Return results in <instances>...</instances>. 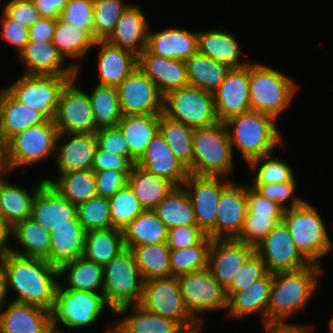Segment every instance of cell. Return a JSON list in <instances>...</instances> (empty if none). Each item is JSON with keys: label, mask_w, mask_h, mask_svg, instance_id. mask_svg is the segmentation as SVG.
Wrapping results in <instances>:
<instances>
[{"label": "cell", "mask_w": 333, "mask_h": 333, "mask_svg": "<svg viewBox=\"0 0 333 333\" xmlns=\"http://www.w3.org/2000/svg\"><path fill=\"white\" fill-rule=\"evenodd\" d=\"M323 271L321 265L311 263L300 270L273 273L267 327L309 326L287 321L302 312L316 294Z\"/></svg>", "instance_id": "2"}, {"label": "cell", "mask_w": 333, "mask_h": 333, "mask_svg": "<svg viewBox=\"0 0 333 333\" xmlns=\"http://www.w3.org/2000/svg\"><path fill=\"white\" fill-rule=\"evenodd\" d=\"M247 214L246 184L232 180L222 191L215 227L207 234L212 240L236 239Z\"/></svg>", "instance_id": "18"}, {"label": "cell", "mask_w": 333, "mask_h": 333, "mask_svg": "<svg viewBox=\"0 0 333 333\" xmlns=\"http://www.w3.org/2000/svg\"><path fill=\"white\" fill-rule=\"evenodd\" d=\"M267 273L263 260L254 251L238 269L231 284L225 289L227 298L229 299L234 293L246 290Z\"/></svg>", "instance_id": "55"}, {"label": "cell", "mask_w": 333, "mask_h": 333, "mask_svg": "<svg viewBox=\"0 0 333 333\" xmlns=\"http://www.w3.org/2000/svg\"><path fill=\"white\" fill-rule=\"evenodd\" d=\"M96 149L95 133H59L55 157L58 173L91 170Z\"/></svg>", "instance_id": "24"}, {"label": "cell", "mask_w": 333, "mask_h": 333, "mask_svg": "<svg viewBox=\"0 0 333 333\" xmlns=\"http://www.w3.org/2000/svg\"><path fill=\"white\" fill-rule=\"evenodd\" d=\"M189 85L214 93L230 68L199 52L185 60Z\"/></svg>", "instance_id": "43"}, {"label": "cell", "mask_w": 333, "mask_h": 333, "mask_svg": "<svg viewBox=\"0 0 333 333\" xmlns=\"http://www.w3.org/2000/svg\"><path fill=\"white\" fill-rule=\"evenodd\" d=\"M1 100H2V89H0V105H1Z\"/></svg>", "instance_id": "75"}, {"label": "cell", "mask_w": 333, "mask_h": 333, "mask_svg": "<svg viewBox=\"0 0 333 333\" xmlns=\"http://www.w3.org/2000/svg\"><path fill=\"white\" fill-rule=\"evenodd\" d=\"M56 22L57 19L41 17L29 28V41H52Z\"/></svg>", "instance_id": "65"}, {"label": "cell", "mask_w": 333, "mask_h": 333, "mask_svg": "<svg viewBox=\"0 0 333 333\" xmlns=\"http://www.w3.org/2000/svg\"><path fill=\"white\" fill-rule=\"evenodd\" d=\"M6 274L0 262V308L8 301Z\"/></svg>", "instance_id": "70"}, {"label": "cell", "mask_w": 333, "mask_h": 333, "mask_svg": "<svg viewBox=\"0 0 333 333\" xmlns=\"http://www.w3.org/2000/svg\"><path fill=\"white\" fill-rule=\"evenodd\" d=\"M130 174L131 171H117L113 169L94 171L98 196L103 198L112 197L128 183Z\"/></svg>", "instance_id": "59"}, {"label": "cell", "mask_w": 333, "mask_h": 333, "mask_svg": "<svg viewBox=\"0 0 333 333\" xmlns=\"http://www.w3.org/2000/svg\"><path fill=\"white\" fill-rule=\"evenodd\" d=\"M144 280L130 248L125 247L104 266L103 292L105 301L116 312L118 309L140 304Z\"/></svg>", "instance_id": "7"}, {"label": "cell", "mask_w": 333, "mask_h": 333, "mask_svg": "<svg viewBox=\"0 0 333 333\" xmlns=\"http://www.w3.org/2000/svg\"><path fill=\"white\" fill-rule=\"evenodd\" d=\"M133 166L134 164L126 156L108 153L97 147L92 170L103 171L113 169L117 171H132Z\"/></svg>", "instance_id": "64"}, {"label": "cell", "mask_w": 333, "mask_h": 333, "mask_svg": "<svg viewBox=\"0 0 333 333\" xmlns=\"http://www.w3.org/2000/svg\"><path fill=\"white\" fill-rule=\"evenodd\" d=\"M128 184L144 210H153L175 187L168 179L150 173L137 164L128 176Z\"/></svg>", "instance_id": "38"}, {"label": "cell", "mask_w": 333, "mask_h": 333, "mask_svg": "<svg viewBox=\"0 0 333 333\" xmlns=\"http://www.w3.org/2000/svg\"><path fill=\"white\" fill-rule=\"evenodd\" d=\"M50 250L45 258L52 266L62 265L83 257L87 231L82 225H61L50 231Z\"/></svg>", "instance_id": "33"}, {"label": "cell", "mask_w": 333, "mask_h": 333, "mask_svg": "<svg viewBox=\"0 0 333 333\" xmlns=\"http://www.w3.org/2000/svg\"><path fill=\"white\" fill-rule=\"evenodd\" d=\"M250 171L255 173V181L250 186H260L270 183L297 182L295 173L287 164L274 153L253 159L248 163Z\"/></svg>", "instance_id": "50"}, {"label": "cell", "mask_w": 333, "mask_h": 333, "mask_svg": "<svg viewBox=\"0 0 333 333\" xmlns=\"http://www.w3.org/2000/svg\"><path fill=\"white\" fill-rule=\"evenodd\" d=\"M14 173L10 156H9V140L0 133V174Z\"/></svg>", "instance_id": "67"}, {"label": "cell", "mask_w": 333, "mask_h": 333, "mask_svg": "<svg viewBox=\"0 0 333 333\" xmlns=\"http://www.w3.org/2000/svg\"><path fill=\"white\" fill-rule=\"evenodd\" d=\"M139 305L147 311L178 322L184 329L199 325L184 304L177 277L144 281Z\"/></svg>", "instance_id": "13"}, {"label": "cell", "mask_w": 333, "mask_h": 333, "mask_svg": "<svg viewBox=\"0 0 333 333\" xmlns=\"http://www.w3.org/2000/svg\"><path fill=\"white\" fill-rule=\"evenodd\" d=\"M52 314L36 305L8 300L0 308V333H51Z\"/></svg>", "instance_id": "23"}, {"label": "cell", "mask_w": 333, "mask_h": 333, "mask_svg": "<svg viewBox=\"0 0 333 333\" xmlns=\"http://www.w3.org/2000/svg\"><path fill=\"white\" fill-rule=\"evenodd\" d=\"M207 234L197 225H181L168 229L167 246L179 250L198 244Z\"/></svg>", "instance_id": "60"}, {"label": "cell", "mask_w": 333, "mask_h": 333, "mask_svg": "<svg viewBox=\"0 0 333 333\" xmlns=\"http://www.w3.org/2000/svg\"><path fill=\"white\" fill-rule=\"evenodd\" d=\"M58 135L54 120H47L11 137L9 156L14 171L25 175L29 165L41 164L51 157L55 161Z\"/></svg>", "instance_id": "9"}, {"label": "cell", "mask_w": 333, "mask_h": 333, "mask_svg": "<svg viewBox=\"0 0 333 333\" xmlns=\"http://www.w3.org/2000/svg\"><path fill=\"white\" fill-rule=\"evenodd\" d=\"M212 239L206 235L198 244L170 251L171 276L179 277L207 268L208 251Z\"/></svg>", "instance_id": "49"}, {"label": "cell", "mask_w": 333, "mask_h": 333, "mask_svg": "<svg viewBox=\"0 0 333 333\" xmlns=\"http://www.w3.org/2000/svg\"><path fill=\"white\" fill-rule=\"evenodd\" d=\"M255 248L236 239L212 240L208 251L207 268L226 289L235 274Z\"/></svg>", "instance_id": "22"}, {"label": "cell", "mask_w": 333, "mask_h": 333, "mask_svg": "<svg viewBox=\"0 0 333 333\" xmlns=\"http://www.w3.org/2000/svg\"><path fill=\"white\" fill-rule=\"evenodd\" d=\"M216 115L220 122L250 109L249 64L230 68L219 88L213 93Z\"/></svg>", "instance_id": "20"}, {"label": "cell", "mask_w": 333, "mask_h": 333, "mask_svg": "<svg viewBox=\"0 0 333 333\" xmlns=\"http://www.w3.org/2000/svg\"><path fill=\"white\" fill-rule=\"evenodd\" d=\"M234 164V153L224 122L194 129L189 174L229 178L228 175L234 172Z\"/></svg>", "instance_id": "5"}, {"label": "cell", "mask_w": 333, "mask_h": 333, "mask_svg": "<svg viewBox=\"0 0 333 333\" xmlns=\"http://www.w3.org/2000/svg\"><path fill=\"white\" fill-rule=\"evenodd\" d=\"M51 333H60V332H57V331H54V330H53ZM63 333H64V332H63Z\"/></svg>", "instance_id": "77"}, {"label": "cell", "mask_w": 333, "mask_h": 333, "mask_svg": "<svg viewBox=\"0 0 333 333\" xmlns=\"http://www.w3.org/2000/svg\"><path fill=\"white\" fill-rule=\"evenodd\" d=\"M159 132L170 150L189 170L193 160L194 129L161 113Z\"/></svg>", "instance_id": "47"}, {"label": "cell", "mask_w": 333, "mask_h": 333, "mask_svg": "<svg viewBox=\"0 0 333 333\" xmlns=\"http://www.w3.org/2000/svg\"><path fill=\"white\" fill-rule=\"evenodd\" d=\"M125 247L166 243L168 228L153 210H144L122 230Z\"/></svg>", "instance_id": "41"}, {"label": "cell", "mask_w": 333, "mask_h": 333, "mask_svg": "<svg viewBox=\"0 0 333 333\" xmlns=\"http://www.w3.org/2000/svg\"><path fill=\"white\" fill-rule=\"evenodd\" d=\"M48 119L21 102H18L5 88H2L0 105V133L10 139L29 127L45 123Z\"/></svg>", "instance_id": "36"}, {"label": "cell", "mask_w": 333, "mask_h": 333, "mask_svg": "<svg viewBox=\"0 0 333 333\" xmlns=\"http://www.w3.org/2000/svg\"><path fill=\"white\" fill-rule=\"evenodd\" d=\"M93 6L94 0H68L60 19L93 36Z\"/></svg>", "instance_id": "56"}, {"label": "cell", "mask_w": 333, "mask_h": 333, "mask_svg": "<svg viewBox=\"0 0 333 333\" xmlns=\"http://www.w3.org/2000/svg\"><path fill=\"white\" fill-rule=\"evenodd\" d=\"M11 230L12 227L0 214V254L6 253L11 247V245L8 244V241L11 239Z\"/></svg>", "instance_id": "68"}, {"label": "cell", "mask_w": 333, "mask_h": 333, "mask_svg": "<svg viewBox=\"0 0 333 333\" xmlns=\"http://www.w3.org/2000/svg\"><path fill=\"white\" fill-rule=\"evenodd\" d=\"M77 217L86 231L112 228L108 198L96 196L78 205Z\"/></svg>", "instance_id": "53"}, {"label": "cell", "mask_w": 333, "mask_h": 333, "mask_svg": "<svg viewBox=\"0 0 333 333\" xmlns=\"http://www.w3.org/2000/svg\"><path fill=\"white\" fill-rule=\"evenodd\" d=\"M108 201L112 228L121 231L144 211L128 183L108 198Z\"/></svg>", "instance_id": "51"}, {"label": "cell", "mask_w": 333, "mask_h": 333, "mask_svg": "<svg viewBox=\"0 0 333 333\" xmlns=\"http://www.w3.org/2000/svg\"><path fill=\"white\" fill-rule=\"evenodd\" d=\"M1 15V40L9 45H13L17 51V55H19L29 42V28L10 19L3 11Z\"/></svg>", "instance_id": "61"}, {"label": "cell", "mask_w": 333, "mask_h": 333, "mask_svg": "<svg viewBox=\"0 0 333 333\" xmlns=\"http://www.w3.org/2000/svg\"><path fill=\"white\" fill-rule=\"evenodd\" d=\"M296 185L297 182H288L270 183L251 187L265 198L273 200L284 209H288L299 206L305 201L302 197L296 196Z\"/></svg>", "instance_id": "57"}, {"label": "cell", "mask_w": 333, "mask_h": 333, "mask_svg": "<svg viewBox=\"0 0 333 333\" xmlns=\"http://www.w3.org/2000/svg\"><path fill=\"white\" fill-rule=\"evenodd\" d=\"M4 4L2 11L28 28L41 18L32 0H7Z\"/></svg>", "instance_id": "62"}, {"label": "cell", "mask_w": 333, "mask_h": 333, "mask_svg": "<svg viewBox=\"0 0 333 333\" xmlns=\"http://www.w3.org/2000/svg\"><path fill=\"white\" fill-rule=\"evenodd\" d=\"M106 308L115 313L105 301L102 292L57 289L51 312L52 328L63 333V327L59 324L73 330L92 326Z\"/></svg>", "instance_id": "8"}, {"label": "cell", "mask_w": 333, "mask_h": 333, "mask_svg": "<svg viewBox=\"0 0 333 333\" xmlns=\"http://www.w3.org/2000/svg\"><path fill=\"white\" fill-rule=\"evenodd\" d=\"M239 41L231 31L223 28L198 31V52L229 68L245 67L250 61L242 60V47Z\"/></svg>", "instance_id": "31"}, {"label": "cell", "mask_w": 333, "mask_h": 333, "mask_svg": "<svg viewBox=\"0 0 333 333\" xmlns=\"http://www.w3.org/2000/svg\"><path fill=\"white\" fill-rule=\"evenodd\" d=\"M266 333H311L314 327L309 326H287V327H267L263 328Z\"/></svg>", "instance_id": "69"}, {"label": "cell", "mask_w": 333, "mask_h": 333, "mask_svg": "<svg viewBox=\"0 0 333 333\" xmlns=\"http://www.w3.org/2000/svg\"><path fill=\"white\" fill-rule=\"evenodd\" d=\"M97 147L108 153L126 156L130 160V148L118 126L100 128L95 132Z\"/></svg>", "instance_id": "58"}, {"label": "cell", "mask_w": 333, "mask_h": 333, "mask_svg": "<svg viewBox=\"0 0 333 333\" xmlns=\"http://www.w3.org/2000/svg\"><path fill=\"white\" fill-rule=\"evenodd\" d=\"M137 67L157 85L163 96L189 85L185 60L160 57L144 49L137 56Z\"/></svg>", "instance_id": "25"}, {"label": "cell", "mask_w": 333, "mask_h": 333, "mask_svg": "<svg viewBox=\"0 0 333 333\" xmlns=\"http://www.w3.org/2000/svg\"><path fill=\"white\" fill-rule=\"evenodd\" d=\"M98 76L96 84L117 87L137 67V55L107 40H97Z\"/></svg>", "instance_id": "26"}, {"label": "cell", "mask_w": 333, "mask_h": 333, "mask_svg": "<svg viewBox=\"0 0 333 333\" xmlns=\"http://www.w3.org/2000/svg\"><path fill=\"white\" fill-rule=\"evenodd\" d=\"M332 230H333V228H332ZM331 249H332V251H333V242H331Z\"/></svg>", "instance_id": "76"}, {"label": "cell", "mask_w": 333, "mask_h": 333, "mask_svg": "<svg viewBox=\"0 0 333 333\" xmlns=\"http://www.w3.org/2000/svg\"><path fill=\"white\" fill-rule=\"evenodd\" d=\"M177 281L187 310L199 324L200 314L227 309L226 291L208 268L181 275Z\"/></svg>", "instance_id": "12"}, {"label": "cell", "mask_w": 333, "mask_h": 333, "mask_svg": "<svg viewBox=\"0 0 333 333\" xmlns=\"http://www.w3.org/2000/svg\"><path fill=\"white\" fill-rule=\"evenodd\" d=\"M80 70H76L74 79L63 88L54 124L59 133H95L93 106L88 93L78 86Z\"/></svg>", "instance_id": "14"}, {"label": "cell", "mask_w": 333, "mask_h": 333, "mask_svg": "<svg viewBox=\"0 0 333 333\" xmlns=\"http://www.w3.org/2000/svg\"><path fill=\"white\" fill-rule=\"evenodd\" d=\"M124 248L121 230L116 228L94 229L86 233L83 257L105 266Z\"/></svg>", "instance_id": "42"}, {"label": "cell", "mask_w": 333, "mask_h": 333, "mask_svg": "<svg viewBox=\"0 0 333 333\" xmlns=\"http://www.w3.org/2000/svg\"><path fill=\"white\" fill-rule=\"evenodd\" d=\"M113 326L110 325L106 328V331L104 333H122L116 326H115V322H112Z\"/></svg>", "instance_id": "72"}, {"label": "cell", "mask_w": 333, "mask_h": 333, "mask_svg": "<svg viewBox=\"0 0 333 333\" xmlns=\"http://www.w3.org/2000/svg\"><path fill=\"white\" fill-rule=\"evenodd\" d=\"M163 114L192 129L219 122L213 94L191 85L173 90L164 96Z\"/></svg>", "instance_id": "10"}, {"label": "cell", "mask_w": 333, "mask_h": 333, "mask_svg": "<svg viewBox=\"0 0 333 333\" xmlns=\"http://www.w3.org/2000/svg\"><path fill=\"white\" fill-rule=\"evenodd\" d=\"M11 238L22 246V250L10 247L9 251L16 255L43 259L49 255L50 232L32 218L17 222L12 227Z\"/></svg>", "instance_id": "39"}, {"label": "cell", "mask_w": 333, "mask_h": 333, "mask_svg": "<svg viewBox=\"0 0 333 333\" xmlns=\"http://www.w3.org/2000/svg\"><path fill=\"white\" fill-rule=\"evenodd\" d=\"M153 211L168 229L197 225L193 205L183 186H175Z\"/></svg>", "instance_id": "44"}, {"label": "cell", "mask_w": 333, "mask_h": 333, "mask_svg": "<svg viewBox=\"0 0 333 333\" xmlns=\"http://www.w3.org/2000/svg\"><path fill=\"white\" fill-rule=\"evenodd\" d=\"M203 324H199L193 328L185 329L182 333H201L200 329Z\"/></svg>", "instance_id": "71"}, {"label": "cell", "mask_w": 333, "mask_h": 333, "mask_svg": "<svg viewBox=\"0 0 333 333\" xmlns=\"http://www.w3.org/2000/svg\"><path fill=\"white\" fill-rule=\"evenodd\" d=\"M299 86L283 72L260 63H249L250 109L273 116L285 111ZM281 113V114H280Z\"/></svg>", "instance_id": "4"}, {"label": "cell", "mask_w": 333, "mask_h": 333, "mask_svg": "<svg viewBox=\"0 0 333 333\" xmlns=\"http://www.w3.org/2000/svg\"><path fill=\"white\" fill-rule=\"evenodd\" d=\"M273 284V273H267L246 290L234 293L227 304L228 315L237 320L261 314L263 328H267V306Z\"/></svg>", "instance_id": "30"}, {"label": "cell", "mask_w": 333, "mask_h": 333, "mask_svg": "<svg viewBox=\"0 0 333 333\" xmlns=\"http://www.w3.org/2000/svg\"><path fill=\"white\" fill-rule=\"evenodd\" d=\"M160 115H122L117 126L129 144L130 161L133 164L143 156L149 143L159 132Z\"/></svg>", "instance_id": "35"}, {"label": "cell", "mask_w": 333, "mask_h": 333, "mask_svg": "<svg viewBox=\"0 0 333 333\" xmlns=\"http://www.w3.org/2000/svg\"><path fill=\"white\" fill-rule=\"evenodd\" d=\"M129 310L133 312L131 315ZM114 314L120 317L114 322L122 333H182L185 330L178 322L147 311L139 304L122 307Z\"/></svg>", "instance_id": "32"}, {"label": "cell", "mask_w": 333, "mask_h": 333, "mask_svg": "<svg viewBox=\"0 0 333 333\" xmlns=\"http://www.w3.org/2000/svg\"><path fill=\"white\" fill-rule=\"evenodd\" d=\"M10 174H0V191L4 185V183L8 180L6 179V176Z\"/></svg>", "instance_id": "73"}, {"label": "cell", "mask_w": 333, "mask_h": 333, "mask_svg": "<svg viewBox=\"0 0 333 333\" xmlns=\"http://www.w3.org/2000/svg\"><path fill=\"white\" fill-rule=\"evenodd\" d=\"M95 88L88 94L95 124L98 129L105 127H115L122 118L119 106L117 88L96 84Z\"/></svg>", "instance_id": "48"}, {"label": "cell", "mask_w": 333, "mask_h": 333, "mask_svg": "<svg viewBox=\"0 0 333 333\" xmlns=\"http://www.w3.org/2000/svg\"><path fill=\"white\" fill-rule=\"evenodd\" d=\"M247 214L283 215L284 208L246 185Z\"/></svg>", "instance_id": "63"}, {"label": "cell", "mask_w": 333, "mask_h": 333, "mask_svg": "<svg viewBox=\"0 0 333 333\" xmlns=\"http://www.w3.org/2000/svg\"><path fill=\"white\" fill-rule=\"evenodd\" d=\"M45 182V178L34 182L30 190L8 180L4 183L0 191V214L11 227L31 217L34 198Z\"/></svg>", "instance_id": "37"}, {"label": "cell", "mask_w": 333, "mask_h": 333, "mask_svg": "<svg viewBox=\"0 0 333 333\" xmlns=\"http://www.w3.org/2000/svg\"><path fill=\"white\" fill-rule=\"evenodd\" d=\"M74 77L22 74L14 83L4 87L18 102L54 120L59 98L66 84Z\"/></svg>", "instance_id": "11"}, {"label": "cell", "mask_w": 333, "mask_h": 333, "mask_svg": "<svg viewBox=\"0 0 333 333\" xmlns=\"http://www.w3.org/2000/svg\"><path fill=\"white\" fill-rule=\"evenodd\" d=\"M130 249L144 281L171 277L169 262L171 250L166 243L142 245Z\"/></svg>", "instance_id": "46"}, {"label": "cell", "mask_w": 333, "mask_h": 333, "mask_svg": "<svg viewBox=\"0 0 333 333\" xmlns=\"http://www.w3.org/2000/svg\"><path fill=\"white\" fill-rule=\"evenodd\" d=\"M136 164L168 179L175 186H182L189 175L188 168L170 150L160 132L156 133Z\"/></svg>", "instance_id": "27"}, {"label": "cell", "mask_w": 333, "mask_h": 333, "mask_svg": "<svg viewBox=\"0 0 333 333\" xmlns=\"http://www.w3.org/2000/svg\"><path fill=\"white\" fill-rule=\"evenodd\" d=\"M146 49L160 57L187 60L198 52V31L168 27L152 32L150 27Z\"/></svg>", "instance_id": "29"}, {"label": "cell", "mask_w": 333, "mask_h": 333, "mask_svg": "<svg viewBox=\"0 0 333 333\" xmlns=\"http://www.w3.org/2000/svg\"><path fill=\"white\" fill-rule=\"evenodd\" d=\"M58 270L59 285L57 289L103 292L104 266L96 262L80 257L62 265ZM63 279L67 282L66 284L65 281H62Z\"/></svg>", "instance_id": "34"}, {"label": "cell", "mask_w": 333, "mask_h": 333, "mask_svg": "<svg viewBox=\"0 0 333 333\" xmlns=\"http://www.w3.org/2000/svg\"><path fill=\"white\" fill-rule=\"evenodd\" d=\"M6 274L8 296L17 294L14 302L36 305L52 312L59 285V270L46 259L24 257L10 251L0 254Z\"/></svg>", "instance_id": "1"}, {"label": "cell", "mask_w": 333, "mask_h": 333, "mask_svg": "<svg viewBox=\"0 0 333 333\" xmlns=\"http://www.w3.org/2000/svg\"><path fill=\"white\" fill-rule=\"evenodd\" d=\"M52 42L65 60L69 58L83 61L89 51L91 52L96 40L87 30L64 23L59 18L56 22Z\"/></svg>", "instance_id": "45"}, {"label": "cell", "mask_w": 333, "mask_h": 333, "mask_svg": "<svg viewBox=\"0 0 333 333\" xmlns=\"http://www.w3.org/2000/svg\"><path fill=\"white\" fill-rule=\"evenodd\" d=\"M328 325H329L330 333H333V313H332L331 319L329 320Z\"/></svg>", "instance_id": "74"}, {"label": "cell", "mask_w": 333, "mask_h": 333, "mask_svg": "<svg viewBox=\"0 0 333 333\" xmlns=\"http://www.w3.org/2000/svg\"><path fill=\"white\" fill-rule=\"evenodd\" d=\"M255 252L261 257L269 273L296 271L311 264L296 248L283 221L278 222L255 247Z\"/></svg>", "instance_id": "15"}, {"label": "cell", "mask_w": 333, "mask_h": 333, "mask_svg": "<svg viewBox=\"0 0 333 333\" xmlns=\"http://www.w3.org/2000/svg\"><path fill=\"white\" fill-rule=\"evenodd\" d=\"M145 14L140 6L130 3L106 40L138 56L148 43L150 24Z\"/></svg>", "instance_id": "28"}, {"label": "cell", "mask_w": 333, "mask_h": 333, "mask_svg": "<svg viewBox=\"0 0 333 333\" xmlns=\"http://www.w3.org/2000/svg\"><path fill=\"white\" fill-rule=\"evenodd\" d=\"M283 215L246 214L244 224L236 240L256 247L266 235L281 222Z\"/></svg>", "instance_id": "54"}, {"label": "cell", "mask_w": 333, "mask_h": 333, "mask_svg": "<svg viewBox=\"0 0 333 333\" xmlns=\"http://www.w3.org/2000/svg\"><path fill=\"white\" fill-rule=\"evenodd\" d=\"M41 17L59 19L68 0H32Z\"/></svg>", "instance_id": "66"}, {"label": "cell", "mask_w": 333, "mask_h": 333, "mask_svg": "<svg viewBox=\"0 0 333 333\" xmlns=\"http://www.w3.org/2000/svg\"><path fill=\"white\" fill-rule=\"evenodd\" d=\"M116 88L122 115L163 113L164 96L138 67Z\"/></svg>", "instance_id": "17"}, {"label": "cell", "mask_w": 333, "mask_h": 333, "mask_svg": "<svg viewBox=\"0 0 333 333\" xmlns=\"http://www.w3.org/2000/svg\"><path fill=\"white\" fill-rule=\"evenodd\" d=\"M129 5L123 0H94L93 38L96 41L106 40Z\"/></svg>", "instance_id": "52"}, {"label": "cell", "mask_w": 333, "mask_h": 333, "mask_svg": "<svg viewBox=\"0 0 333 333\" xmlns=\"http://www.w3.org/2000/svg\"><path fill=\"white\" fill-rule=\"evenodd\" d=\"M18 59L25 66L23 74L59 77H75L76 70L81 69L80 62H82L73 64L71 62L65 66V58L58 52L52 41H29L19 53Z\"/></svg>", "instance_id": "19"}, {"label": "cell", "mask_w": 333, "mask_h": 333, "mask_svg": "<svg viewBox=\"0 0 333 333\" xmlns=\"http://www.w3.org/2000/svg\"><path fill=\"white\" fill-rule=\"evenodd\" d=\"M282 221L288 227L296 248L310 262L320 261L332 251L331 237L318 209L308 201L284 210Z\"/></svg>", "instance_id": "6"}, {"label": "cell", "mask_w": 333, "mask_h": 333, "mask_svg": "<svg viewBox=\"0 0 333 333\" xmlns=\"http://www.w3.org/2000/svg\"><path fill=\"white\" fill-rule=\"evenodd\" d=\"M233 179L223 176L189 174L183 183L193 205L197 226L208 234L216 224L221 191Z\"/></svg>", "instance_id": "16"}, {"label": "cell", "mask_w": 333, "mask_h": 333, "mask_svg": "<svg viewBox=\"0 0 333 333\" xmlns=\"http://www.w3.org/2000/svg\"><path fill=\"white\" fill-rule=\"evenodd\" d=\"M30 218L47 231L61 225H82L77 217V206L64 198L48 182L37 192Z\"/></svg>", "instance_id": "21"}, {"label": "cell", "mask_w": 333, "mask_h": 333, "mask_svg": "<svg viewBox=\"0 0 333 333\" xmlns=\"http://www.w3.org/2000/svg\"><path fill=\"white\" fill-rule=\"evenodd\" d=\"M57 176L59 178H46L45 180L76 206L98 196L96 179L92 169L62 172Z\"/></svg>", "instance_id": "40"}, {"label": "cell", "mask_w": 333, "mask_h": 333, "mask_svg": "<svg viewBox=\"0 0 333 333\" xmlns=\"http://www.w3.org/2000/svg\"><path fill=\"white\" fill-rule=\"evenodd\" d=\"M230 143L241 153L248 164L253 159L275 153L282 146V133L276 125V119L257 111H246L226 120ZM275 150V152H274Z\"/></svg>", "instance_id": "3"}]
</instances>
